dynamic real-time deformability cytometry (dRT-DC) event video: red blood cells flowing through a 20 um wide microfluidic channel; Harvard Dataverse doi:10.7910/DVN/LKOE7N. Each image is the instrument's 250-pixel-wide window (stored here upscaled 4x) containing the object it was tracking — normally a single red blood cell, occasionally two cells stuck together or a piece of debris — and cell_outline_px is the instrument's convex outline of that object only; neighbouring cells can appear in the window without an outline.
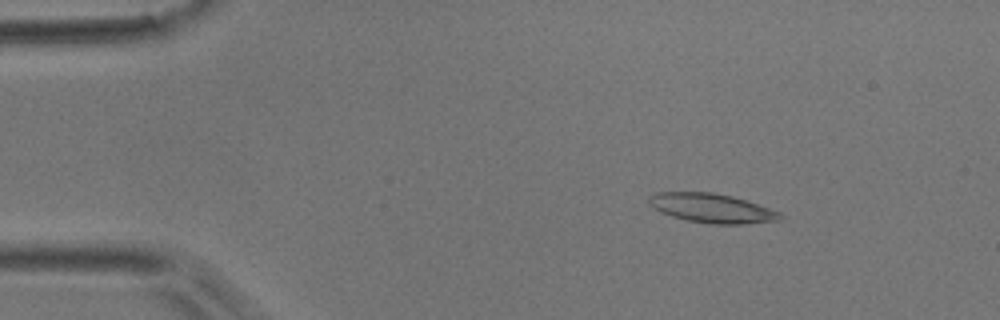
{"species": "common noctule bat (a hibernating species)", "species_latin": "Nyctalus noctula", "temperature_condition": "room temperature", "stored_images_in_passage": 51, "camera_frame_rate_fps": 3000, "um_per_image_px": 0.085, "animal": {"sex": "male", "body_mass_g": 17.9}, "frame": {"image": 1, "passage_image": 7, "time_ms": 2.0, "image_size_px": [1000, 320], "cell_outline_px": [[784, 216], [780, 220], [740, 224], [708, 224], [688, 220], [672, 216], [648, 204], [648, 196], [656, 192], [712, 192], [732, 196], [780, 212]], "centroid_in_image_um": [60.5, 17.69], "position_along_channel_um": 24.5, "area_um2": 22.08}}
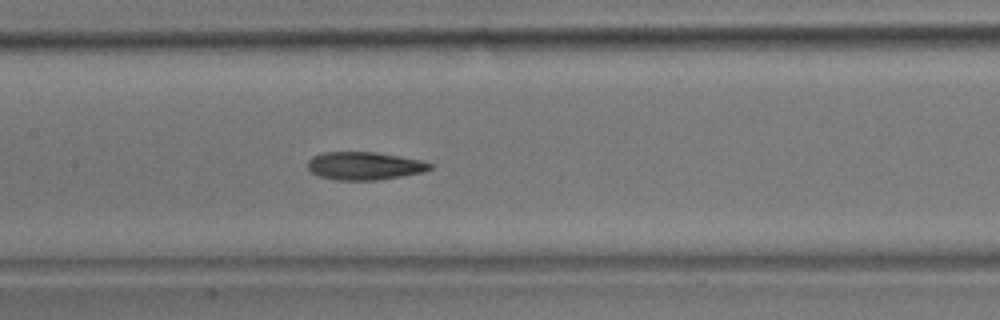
{"frame": {"image": 2, "passage_image": 24, "time_ms": 7.667, "image_size_px": [1000, 320], "cell_outline_px": [[432, 168], [424, 172], [376, 180], [336, 180], [320, 176], [312, 172], [308, 168], [308, 160], [312, 156], [324, 152], [376, 152], [400, 156], [420, 160], [432, 164]], "centroid_in_image_um": [30.97, 14.09], "position_along_channel_um": 176.4, "area_um2": 19.83}}
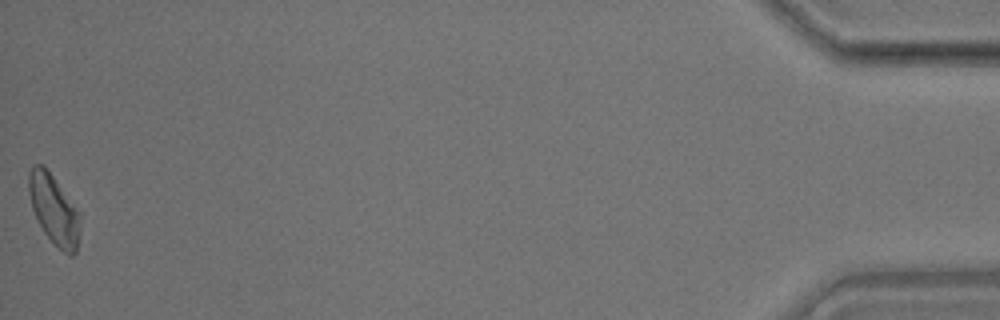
{"frame": {"image": 3, "passage_image": 51, "time_ms": 16.667, "image_size_px": [1000, 320], "cell_outline_px": [[80, 212], [76, 252], [72, 256], [68, 256], [44, 232], [32, 208], [28, 192], [28, 172], [32, 164], [44, 164]], "centroid_in_image_um": [4.56, 17.75], "position_along_channel_um": 430.6, "area_um2": 20.63}, "authors_computed_cell_mechanics": {"area_um2": 20.6346, "velocity_mm_per_s": 3.8846, "shape_relaxation_time_tau1_ms": 4.2197, "shape_relaxation_time_tau2_ms": 3.1785, "deformation_change_tau1": 0.1468, "deformation_change_tau2": 0.1192}}